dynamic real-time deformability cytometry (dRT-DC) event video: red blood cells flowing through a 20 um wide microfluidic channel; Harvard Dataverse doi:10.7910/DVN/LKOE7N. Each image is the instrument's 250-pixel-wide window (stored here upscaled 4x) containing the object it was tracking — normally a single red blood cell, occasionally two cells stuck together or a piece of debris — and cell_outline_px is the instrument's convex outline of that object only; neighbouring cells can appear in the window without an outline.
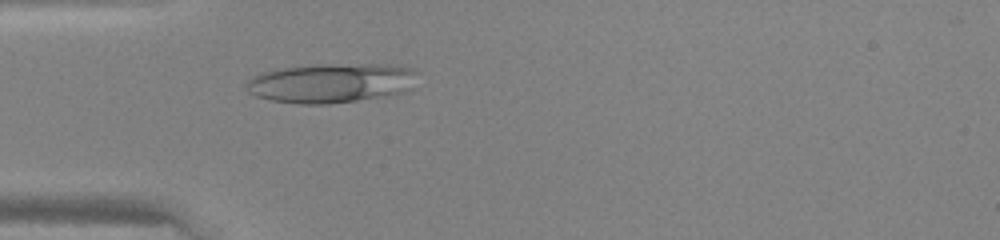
{"species": "human", "species_latin": "Homo sapiens", "temperature_condition": "warm", "stored_images_in_passage": 46, "camera_frame_rate_fps": 3000, "um_per_image_px": 0.085, "donor": {"sex": "female"}, "frame": {"image": 1, "passage_image": 14, "time_ms": 4.333, "image_size_px": [1000, 240], "cell_outline_px": [[416, 72], [404, 92], [388, 96], [328, 104], [300, 104], [272, 100], [256, 96], [248, 92], [244, 84], [244, 80], [260, 72], [276, 68], [308, 64], [396, 64], [412, 68]], "centroid_in_image_um": [28.04, 7.03], "position_along_channel_um": 57.0, "area_um2": 39.82}}
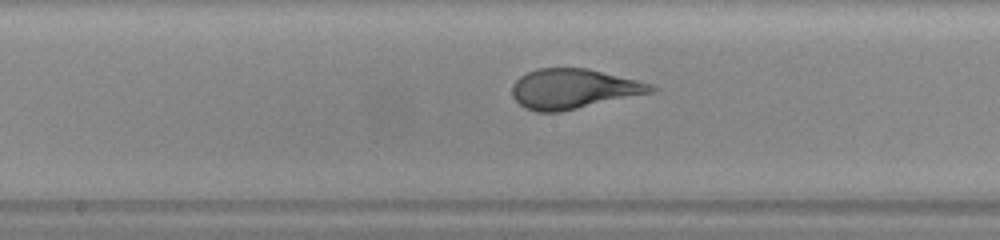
{"frame": {"image": 2, "passage_image": 24, "time_ms": 7.667, "image_size_px": [1000, 240], "cell_outline_px": [[660, 88], [656, 92], [560, 112], [536, 112], [524, 108], [512, 96], [512, 84], [520, 76], [536, 68], [588, 68], [652, 84]], "centroid_in_image_um": [48.76, 7.56], "position_along_channel_um": 199.4, "area_um2": 32.54}}
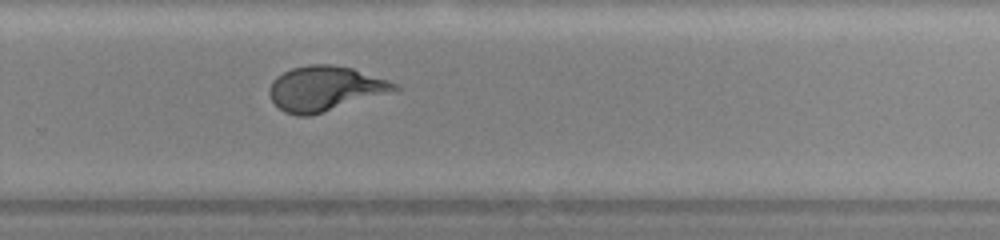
{"frame": {"image": 3, "passage_image": 31, "time_ms": 10.0, "image_size_px": [1000, 240], "cell_outline_px": [[404, 88], [312, 116], [296, 116], [284, 112], [272, 100], [268, 92], [268, 88], [272, 80], [276, 76], [292, 68], [308, 64], [332, 64], [352, 68], [388, 80]], "centroid_in_image_um": [27.61, 7.53], "position_along_channel_um": 302.2, "area_um2": 32.83}}